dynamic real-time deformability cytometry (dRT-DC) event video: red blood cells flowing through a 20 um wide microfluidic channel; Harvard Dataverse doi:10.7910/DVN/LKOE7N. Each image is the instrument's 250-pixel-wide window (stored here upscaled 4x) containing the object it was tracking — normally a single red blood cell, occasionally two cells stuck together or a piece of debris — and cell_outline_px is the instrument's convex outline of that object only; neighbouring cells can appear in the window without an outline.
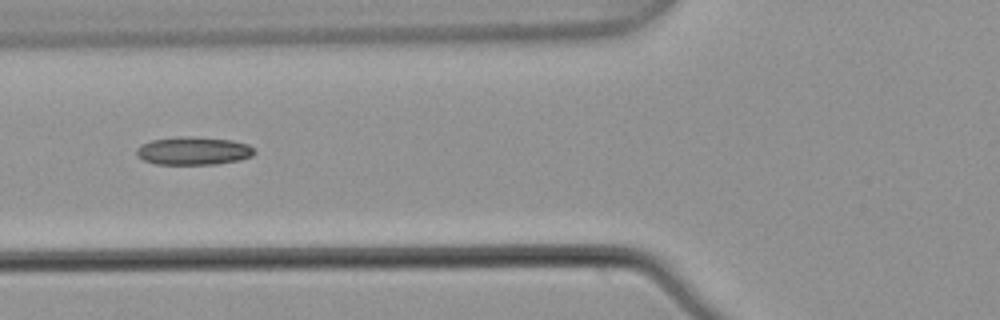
{"species": "common noctule bat (a hibernating species)", "species_latin": "Nyctalus noctula", "temperature_condition": "warm", "stored_images_in_passage": 6, "camera_frame_rate_fps": 3000, "um_per_image_px": 0.085, "animal": {"sex": "male", "body_mass_g": 21.5, "forearm_length_mm": 52.0}, "frame": {"image": 1, "passage_image": 6, "time_ms": 1.667, "image_size_px": [1000, 320], "cell_outline_px": [[256, 152], [252, 156], [240, 160], [216, 164], [156, 164], [144, 160], [136, 152], [136, 148], [140, 144], [152, 140], [180, 136], [192, 136], [232, 140], [248, 144]], "centroid_in_image_um": [16.45, 12.81], "position_along_channel_um": 109.3, "area_um2": 19.31}}